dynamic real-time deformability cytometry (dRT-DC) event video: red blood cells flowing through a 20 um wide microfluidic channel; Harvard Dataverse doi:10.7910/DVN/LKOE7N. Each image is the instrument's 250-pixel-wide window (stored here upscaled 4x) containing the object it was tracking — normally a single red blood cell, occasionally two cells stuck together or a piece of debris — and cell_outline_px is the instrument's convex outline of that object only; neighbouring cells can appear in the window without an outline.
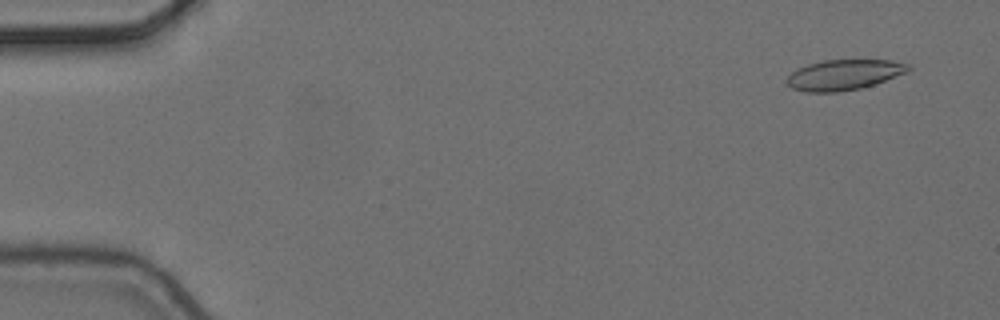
{"species": "common noctule bat (a hibernating species)", "species_latin": "Nyctalus noctula", "temperature_condition": "cold", "stored_images_in_passage": 7, "camera_frame_rate_fps": 3000, "um_per_image_px": 0.085, "animal": {"sex": "female", "body_mass_g": 24.6, "forearm_length_mm": 56.2}, "frame": {"image": 1, "passage_image": 1, "time_ms": 0.0, "image_size_px": [1000, 320], "cell_outline_px": [[912, 68], [908, 72], [860, 88], [836, 92], [804, 92], [792, 88], [784, 80], [792, 72], [808, 64], [824, 60], [892, 60], [908, 64]], "centroid_in_image_um": [71.72, 6.35], "position_along_channel_um": 13.3, "area_um2": 21.33}}
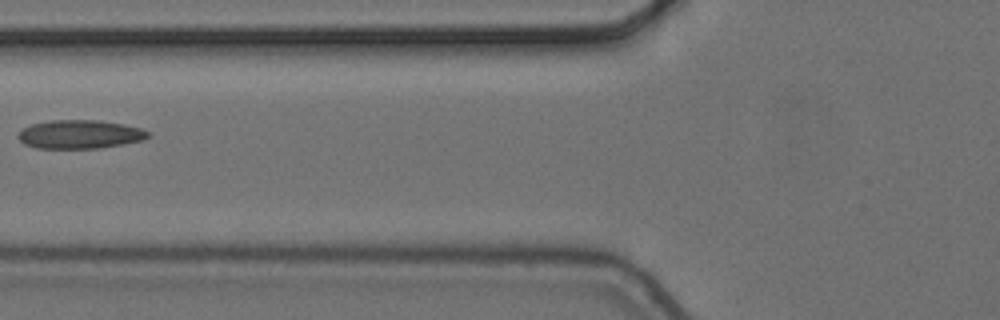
{"frame": {"image": 2, "passage_image": 6, "time_ms": 1.667, "image_size_px": [1000, 320], "cell_outline_px": [[152, 136], [144, 140], [124, 144], [100, 148], [36, 148], [24, 144], [16, 136], [24, 128], [32, 124], [48, 120], [96, 120], [124, 124], [140, 128], [148, 132]], "centroid_in_image_um": [6.8, 11.42], "position_along_channel_um": 119.0, "area_um2": 21.73}}
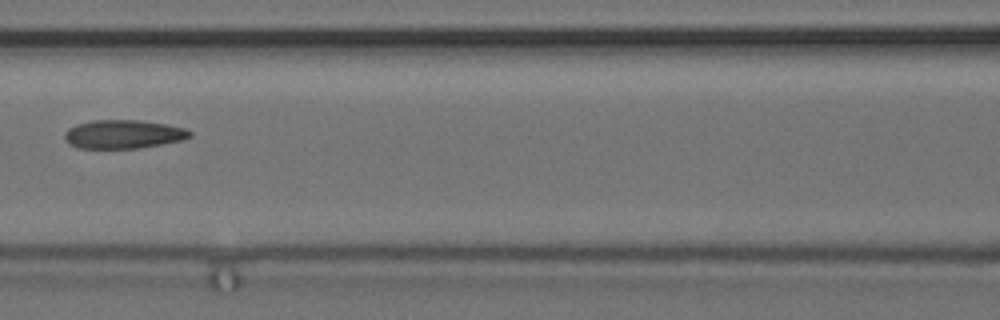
{"frame": {"image": 3, "passage_image": 7, "time_ms": 2.0, "image_size_px": [1000, 320], "cell_outline_px": [[192, 136], [184, 140], [136, 148], [80, 148], [68, 144], [64, 140], [64, 132], [68, 128], [76, 124], [92, 120], [140, 120], [164, 124], [184, 128], [192, 132]], "centroid_in_image_um": [10.45, 11.4], "position_along_channel_um": 156.2, "area_um2": 20.92}}